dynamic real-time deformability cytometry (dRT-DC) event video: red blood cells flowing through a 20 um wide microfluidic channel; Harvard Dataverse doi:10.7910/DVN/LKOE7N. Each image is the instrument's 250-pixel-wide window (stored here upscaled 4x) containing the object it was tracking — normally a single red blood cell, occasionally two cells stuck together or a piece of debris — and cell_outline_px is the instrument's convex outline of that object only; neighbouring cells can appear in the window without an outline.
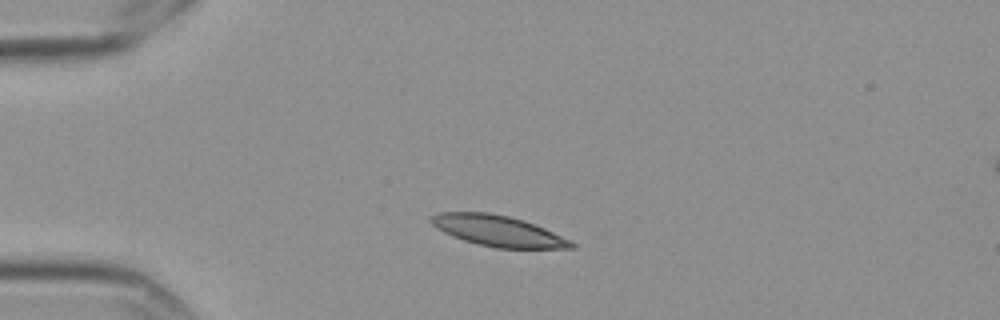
{"species": "Egyptian fruit bat (a non-hibernating species)", "species_latin": "Rousettus aegyptiacus", "temperature_condition": "cold", "stored_images_in_passage": 3, "camera_frame_rate_fps": 3000, "um_per_image_px": 0.085, "frame": {"image": 1, "passage_image": 1, "time_ms": 0.0, "image_size_px": [1000, 320], "cell_outline_px": [[576, 248], [496, 248], [464, 240], [452, 236], [436, 228], [428, 220], [432, 216], [440, 212], [488, 212], [508, 216], [524, 220], [544, 228], [572, 240], [576, 244]], "centroid_in_image_um": [42.35, 19.62], "position_along_channel_um": 42.7, "area_um2": 25.14}}
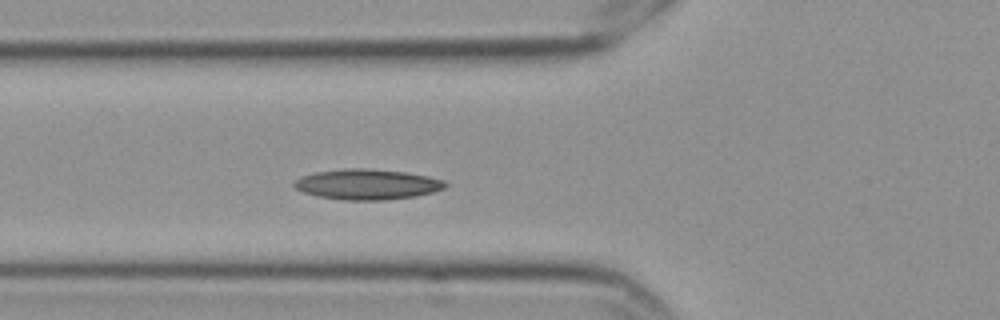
{"frame": {"image": 2, "passage_image": 3, "time_ms": 0.667, "image_size_px": [1000, 320], "cell_outline_px": [[448, 184], [444, 188], [432, 192], [416, 196], [384, 200], [344, 200], [316, 196], [304, 192], [296, 188], [292, 184], [300, 176], [316, 172], [348, 168], [364, 168], [408, 172], [428, 176], [444, 180]], "centroid_in_image_um": [31.22, 15.66], "position_along_channel_um": 94.6, "area_um2": 26.82}}